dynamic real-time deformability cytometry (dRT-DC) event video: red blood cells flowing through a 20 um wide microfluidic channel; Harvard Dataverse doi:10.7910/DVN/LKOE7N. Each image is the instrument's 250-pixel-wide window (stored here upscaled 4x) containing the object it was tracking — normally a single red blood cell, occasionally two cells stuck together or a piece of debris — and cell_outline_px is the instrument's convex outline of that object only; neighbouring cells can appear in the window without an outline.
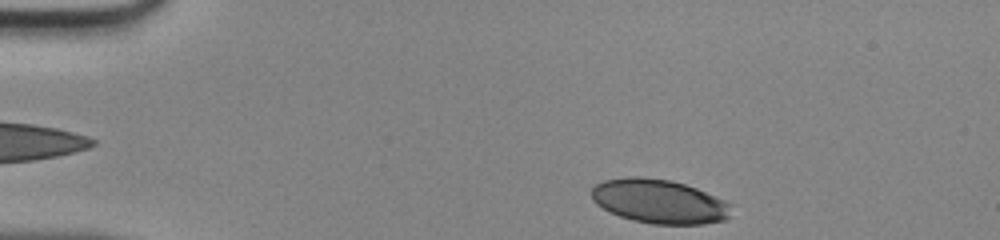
{"species": "human", "species_latin": "Homo sapiens", "temperature_condition": "room temperature", "stored_images_in_passage": 34, "camera_frame_rate_fps": 3000, "um_per_image_px": 0.085, "donor": {"sex": "male"}, "frame": {"image": 1, "passage_image": 1, "time_ms": 0.0, "image_size_px": [1000, 240], "cell_outline_px": [[732, 216], [724, 220], [704, 224], [652, 224], [632, 220], [620, 216], [596, 204], [592, 200], [592, 188], [596, 184], [604, 180], [632, 176], [636, 176], [672, 180], [696, 188], [724, 200], [732, 204]], "centroid_in_image_um": [56.07, 17.12], "position_along_channel_um": 28.9, "area_um2": 35.95}}
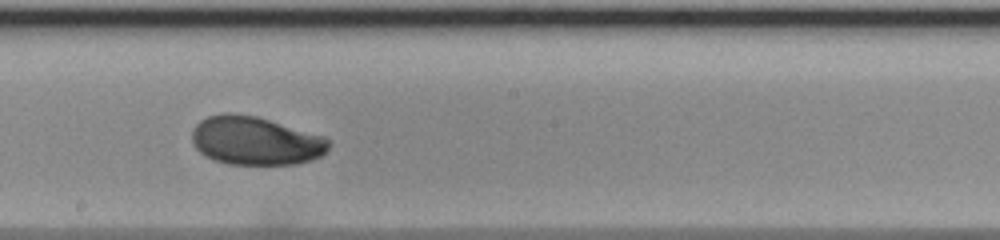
{"frame": {"image": 2, "passage_image": 20, "time_ms": 6.333, "image_size_px": [1000, 240], "cell_outline_px": [[328, 148], [320, 156], [312, 160], [296, 164], [228, 164], [212, 160], [200, 152], [192, 144], [192, 128], [200, 120], [208, 116], [224, 112], [232, 112], [256, 116], [324, 136], [328, 140]], "centroid_in_image_um": [21.66, 11.96], "position_along_channel_um": 226.5, "area_um2": 38.73}}
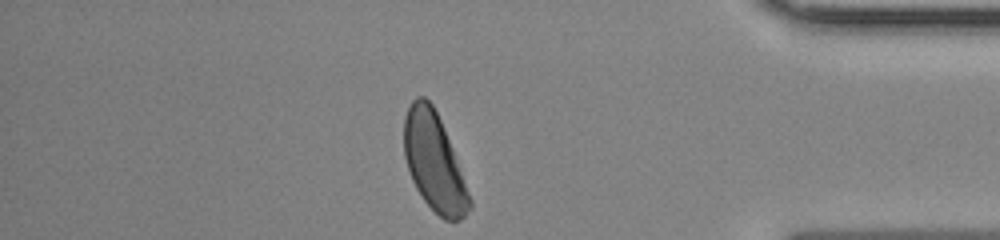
{"frame": {"image": 3, "passage_image": 34, "time_ms": 11.0, "image_size_px": [1000, 240], "cell_outline_px": [[472, 208], [460, 220], [444, 220], [424, 200], [416, 188], [412, 180], [404, 156], [404, 116], [412, 100], [416, 96], [424, 96], [432, 104], [440, 120], [472, 200]], "centroid_in_image_um": [36.88, 13.78], "position_along_channel_um": 398.3, "area_um2": 36.7}}